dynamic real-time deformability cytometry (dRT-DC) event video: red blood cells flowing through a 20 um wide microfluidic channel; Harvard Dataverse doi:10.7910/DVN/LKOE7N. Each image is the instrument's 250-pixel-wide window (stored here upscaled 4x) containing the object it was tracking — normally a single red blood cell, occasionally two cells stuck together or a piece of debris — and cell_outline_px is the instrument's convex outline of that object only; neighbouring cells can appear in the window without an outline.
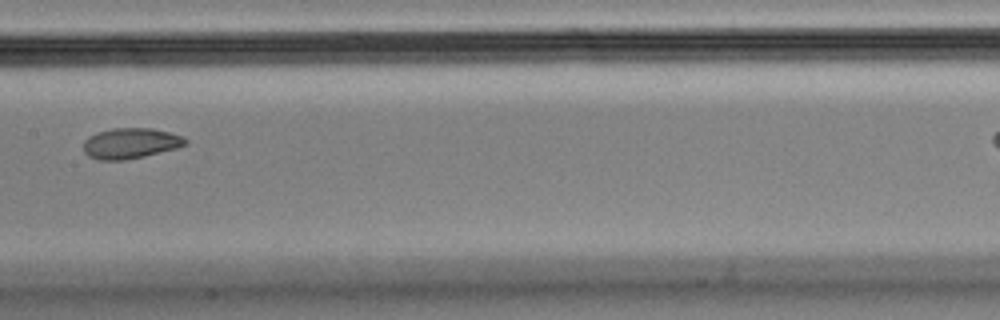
{"species": "Egyptian fruit bat (a non-hibernating species)", "species_latin": "Rousettus aegyptiacus", "temperature_condition": "cold", "stored_images_in_passage": 13, "camera_frame_rate_fps": 3000, "um_per_image_px": 0.085, "animal": {"sex": "male"}, "frame": {"image": 1, "passage_image": 8, "time_ms": 2.333, "image_size_px": [1000, 320], "cell_outline_px": [[188, 144], [176, 148], [144, 156], [124, 160], [100, 160], [88, 156], [84, 152], [84, 140], [88, 136], [96, 132], [112, 128], [152, 128], [184, 136], [188, 140]], "centroid_in_image_um": [11.09, 12.17], "position_along_channel_um": 196.3, "area_um2": 18.26}}
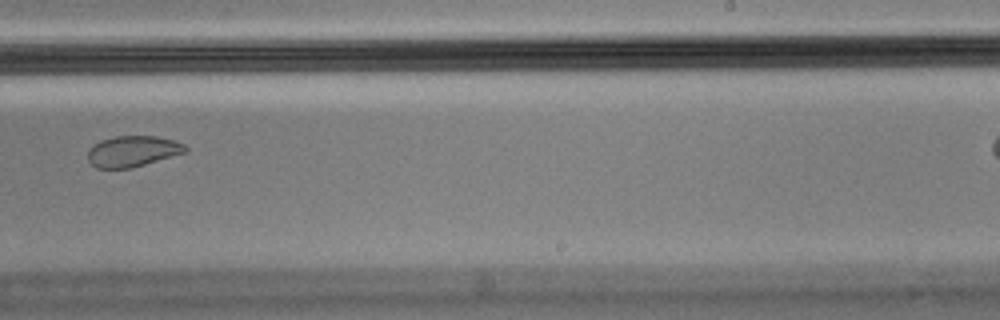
{"frame": {"image": 2, "passage_image": 10, "time_ms": 3.0, "image_size_px": [1000, 320], "cell_outline_px": [[188, 148], [184, 152], [132, 168], [96, 168], [88, 160], [88, 148], [92, 144], [100, 140], [116, 136], [156, 136], [172, 140], [184, 144]], "centroid_in_image_um": [11.22, 12.85], "position_along_channel_um": 277.8, "area_um2": 17.46}}